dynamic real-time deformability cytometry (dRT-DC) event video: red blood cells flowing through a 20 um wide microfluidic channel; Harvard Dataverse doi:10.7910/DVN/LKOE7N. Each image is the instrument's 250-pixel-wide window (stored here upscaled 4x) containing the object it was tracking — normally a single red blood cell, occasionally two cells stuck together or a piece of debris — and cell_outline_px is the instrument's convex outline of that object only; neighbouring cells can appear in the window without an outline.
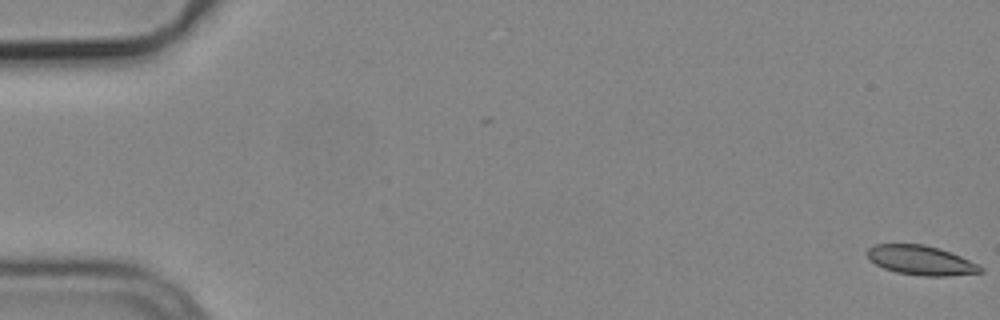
{"species": "common noctule bat (a hibernating species)", "species_latin": "Nyctalus noctula", "temperature_condition": "cold", "stored_images_in_passage": 18, "camera_frame_rate_fps": 3000, "um_per_image_px": 0.085, "animal": {"sex": "male", "body_mass_g": 19.2, "forearm_length_mm": 51.8}, "frame": {"image": 1, "passage_image": 1, "time_ms": 0.0, "image_size_px": [1000, 320], "cell_outline_px": [[984, 272], [948, 276], [924, 276], [896, 272], [884, 268], [876, 264], [868, 256], [868, 248], [876, 244], [924, 244], [940, 248], [960, 256], [984, 268]], "centroid_in_image_um": [78.3, 22.12], "position_along_channel_um": 6.7, "area_um2": 19.25}}
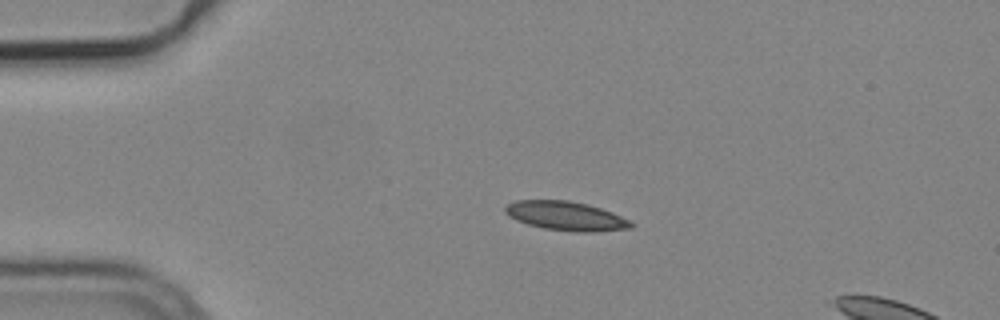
{"frame": {"image": 2, "passage_image": 13, "time_ms": 4.0, "image_size_px": [1000, 320], "cell_outline_px": [[636, 224], [632, 228], [588, 232], [572, 232], [544, 228], [528, 224], [516, 220], [508, 216], [504, 212], [504, 208], [508, 204], [516, 200], [568, 200], [588, 204], [612, 212], [632, 220]], "centroid_in_image_um": [48.13, 18.36], "position_along_channel_um": 36.9, "area_um2": 21.5}}